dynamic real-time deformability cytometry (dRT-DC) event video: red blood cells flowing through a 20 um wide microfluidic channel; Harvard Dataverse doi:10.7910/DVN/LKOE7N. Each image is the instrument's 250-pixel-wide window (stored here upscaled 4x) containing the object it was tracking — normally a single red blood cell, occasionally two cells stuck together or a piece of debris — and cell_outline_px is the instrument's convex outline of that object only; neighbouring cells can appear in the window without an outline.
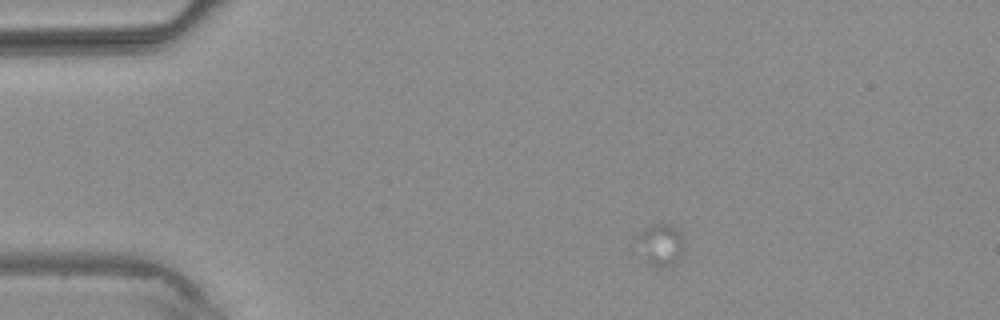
{"species": "common noctule bat (a hibernating species)", "species_latin": "Nyctalus noctula", "temperature_condition": "warm", "stored_images_in_passage": 3, "camera_frame_rate_fps": 3000, "um_per_image_px": 0.085, "animal": {"sex": "male", "body_mass_g": 20.4}, "frame": {"image": 1, "passage_image": 1, "time_ms": 0.0, "image_size_px": [1000, 320], "cell_outline_px": [[684, 252], [672, 264], [660, 268], [648, 264], [640, 236], [640, 232], [644, 228], [652, 224], [668, 224], [676, 228], [684, 240]], "centroid_in_image_um": [56.26, 20.79], "position_along_channel_um": 28.7, "area_um2": 10.75}}